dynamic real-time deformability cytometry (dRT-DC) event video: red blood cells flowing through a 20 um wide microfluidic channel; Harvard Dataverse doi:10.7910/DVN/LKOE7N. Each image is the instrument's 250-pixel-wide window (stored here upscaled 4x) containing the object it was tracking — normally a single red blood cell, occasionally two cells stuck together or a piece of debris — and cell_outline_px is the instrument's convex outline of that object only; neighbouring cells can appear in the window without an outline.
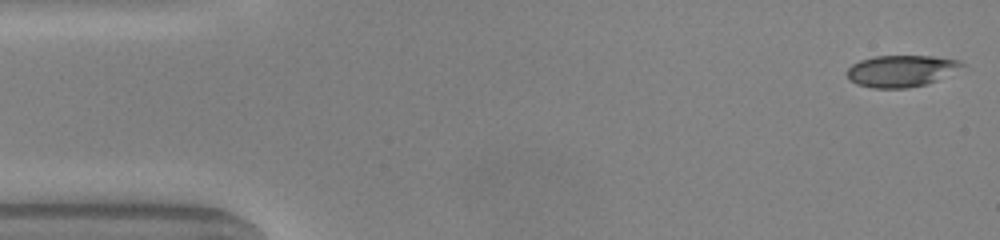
{"species": "common noctule bat (a hibernating species)", "species_latin": "Nyctalus noctula", "temperature_condition": "warm", "stored_images_in_passage": 50, "segment_of_instrument_passage": [1, 2], "camera_frame_rate_fps": 3000, "um_per_image_px": 0.085, "animal": {"sex": "male", "body_mass_g": 20.0, "forearm_length_mm": 53.3}, "frame": {"image": 1, "passage_image": 1, "time_ms": 0.0, "image_size_px": [1000, 240], "cell_outline_px": [[964, 64], [936, 80], [928, 84], [908, 88], [872, 88], [856, 84], [848, 80], [848, 68], [852, 64], [860, 60], [876, 56], [932, 56], [960, 60]], "centroid_in_image_um": [76.53, 6.03], "position_along_channel_um": 8.5, "area_um2": 20.92}}
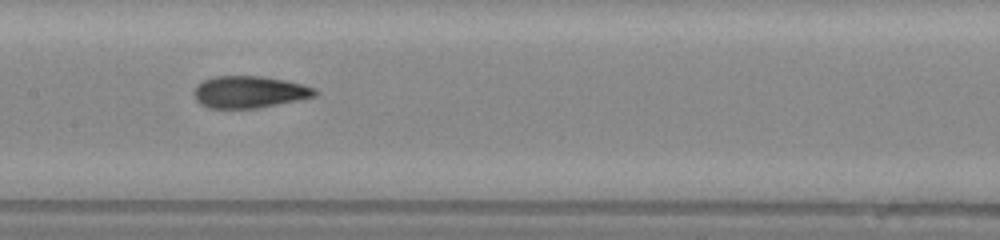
{"frame": {"image": 2, "passage_image": 23, "time_ms": 7.333, "image_size_px": [1000, 240], "cell_outline_px": [[316, 96], [256, 108], [208, 108], [200, 104], [196, 100], [196, 88], [204, 80], [216, 76], [260, 76], [284, 80], [304, 84], [316, 88]], "centroid_in_image_um": [21.22, 7.81], "position_along_channel_um": 186.2, "area_um2": 22.14}}
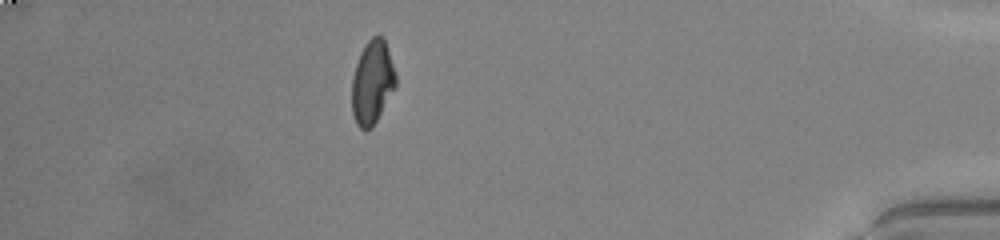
{"frame": {"image": 3, "passage_image": 43, "time_ms": 14.0, "image_size_px": [1000, 240], "cell_outline_px": [[396, 84], [372, 128], [364, 132], [356, 124], [352, 112], [352, 76], [360, 52], [364, 44], [372, 36], [380, 36], [384, 40], [396, 72]], "centroid_in_image_um": [31.62, 7.01], "position_along_channel_um": 403.6, "area_um2": 21.27}}